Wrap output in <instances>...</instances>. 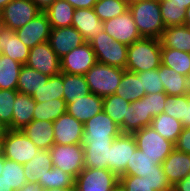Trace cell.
Wrapping results in <instances>:
<instances>
[{
    "label": "cell",
    "instance_id": "obj_1",
    "mask_svg": "<svg viewBox=\"0 0 190 191\" xmlns=\"http://www.w3.org/2000/svg\"><path fill=\"white\" fill-rule=\"evenodd\" d=\"M129 10L141 37L156 39L161 37L165 24L162 19L159 0L129 2Z\"/></svg>",
    "mask_w": 190,
    "mask_h": 191
},
{
    "label": "cell",
    "instance_id": "obj_2",
    "mask_svg": "<svg viewBox=\"0 0 190 191\" xmlns=\"http://www.w3.org/2000/svg\"><path fill=\"white\" fill-rule=\"evenodd\" d=\"M160 39L145 38L128 46L125 70L139 73L159 68L161 65Z\"/></svg>",
    "mask_w": 190,
    "mask_h": 191
},
{
    "label": "cell",
    "instance_id": "obj_3",
    "mask_svg": "<svg viewBox=\"0 0 190 191\" xmlns=\"http://www.w3.org/2000/svg\"><path fill=\"white\" fill-rule=\"evenodd\" d=\"M125 69L96 62L85 74L91 93L100 97L113 95L121 82Z\"/></svg>",
    "mask_w": 190,
    "mask_h": 191
},
{
    "label": "cell",
    "instance_id": "obj_4",
    "mask_svg": "<svg viewBox=\"0 0 190 191\" xmlns=\"http://www.w3.org/2000/svg\"><path fill=\"white\" fill-rule=\"evenodd\" d=\"M99 63L125 69L128 46L114 40L104 30L88 41Z\"/></svg>",
    "mask_w": 190,
    "mask_h": 191
},
{
    "label": "cell",
    "instance_id": "obj_5",
    "mask_svg": "<svg viewBox=\"0 0 190 191\" xmlns=\"http://www.w3.org/2000/svg\"><path fill=\"white\" fill-rule=\"evenodd\" d=\"M137 148L145 153L156 165L175 149V144L163 138L152 126H146L133 133Z\"/></svg>",
    "mask_w": 190,
    "mask_h": 191
},
{
    "label": "cell",
    "instance_id": "obj_6",
    "mask_svg": "<svg viewBox=\"0 0 190 191\" xmlns=\"http://www.w3.org/2000/svg\"><path fill=\"white\" fill-rule=\"evenodd\" d=\"M40 149L22 130H8L3 136V156L25 164L34 158Z\"/></svg>",
    "mask_w": 190,
    "mask_h": 191
},
{
    "label": "cell",
    "instance_id": "obj_7",
    "mask_svg": "<svg viewBox=\"0 0 190 191\" xmlns=\"http://www.w3.org/2000/svg\"><path fill=\"white\" fill-rule=\"evenodd\" d=\"M49 151L53 166L71 175L74 179L85 167L82 144H54Z\"/></svg>",
    "mask_w": 190,
    "mask_h": 191
},
{
    "label": "cell",
    "instance_id": "obj_8",
    "mask_svg": "<svg viewBox=\"0 0 190 191\" xmlns=\"http://www.w3.org/2000/svg\"><path fill=\"white\" fill-rule=\"evenodd\" d=\"M83 126L82 145L91 142H113L122 133L120 127L104 111L93 116Z\"/></svg>",
    "mask_w": 190,
    "mask_h": 191
},
{
    "label": "cell",
    "instance_id": "obj_9",
    "mask_svg": "<svg viewBox=\"0 0 190 191\" xmlns=\"http://www.w3.org/2000/svg\"><path fill=\"white\" fill-rule=\"evenodd\" d=\"M119 177L109 169L83 168L75 178V191H112Z\"/></svg>",
    "mask_w": 190,
    "mask_h": 191
},
{
    "label": "cell",
    "instance_id": "obj_10",
    "mask_svg": "<svg viewBox=\"0 0 190 191\" xmlns=\"http://www.w3.org/2000/svg\"><path fill=\"white\" fill-rule=\"evenodd\" d=\"M40 12L32 0H12L0 11V24L17 30Z\"/></svg>",
    "mask_w": 190,
    "mask_h": 191
},
{
    "label": "cell",
    "instance_id": "obj_11",
    "mask_svg": "<svg viewBox=\"0 0 190 191\" xmlns=\"http://www.w3.org/2000/svg\"><path fill=\"white\" fill-rule=\"evenodd\" d=\"M137 149L133 134L121 133L110 146V171L118 177L125 174L127 165H130V158Z\"/></svg>",
    "mask_w": 190,
    "mask_h": 191
},
{
    "label": "cell",
    "instance_id": "obj_12",
    "mask_svg": "<svg viewBox=\"0 0 190 191\" xmlns=\"http://www.w3.org/2000/svg\"><path fill=\"white\" fill-rule=\"evenodd\" d=\"M103 30L114 40L127 46L142 38L129 9L119 16L104 21Z\"/></svg>",
    "mask_w": 190,
    "mask_h": 191
},
{
    "label": "cell",
    "instance_id": "obj_13",
    "mask_svg": "<svg viewBox=\"0 0 190 191\" xmlns=\"http://www.w3.org/2000/svg\"><path fill=\"white\" fill-rule=\"evenodd\" d=\"M25 65L49 77L61 73L60 58L52 50L48 41L40 43L30 49Z\"/></svg>",
    "mask_w": 190,
    "mask_h": 191
},
{
    "label": "cell",
    "instance_id": "obj_14",
    "mask_svg": "<svg viewBox=\"0 0 190 191\" xmlns=\"http://www.w3.org/2000/svg\"><path fill=\"white\" fill-rule=\"evenodd\" d=\"M96 62L92 47L85 42L60 59L61 72L84 75Z\"/></svg>",
    "mask_w": 190,
    "mask_h": 191
},
{
    "label": "cell",
    "instance_id": "obj_15",
    "mask_svg": "<svg viewBox=\"0 0 190 191\" xmlns=\"http://www.w3.org/2000/svg\"><path fill=\"white\" fill-rule=\"evenodd\" d=\"M51 24L45 12H40L23 27L15 30L16 35L28 48L49 40Z\"/></svg>",
    "mask_w": 190,
    "mask_h": 191
},
{
    "label": "cell",
    "instance_id": "obj_16",
    "mask_svg": "<svg viewBox=\"0 0 190 191\" xmlns=\"http://www.w3.org/2000/svg\"><path fill=\"white\" fill-rule=\"evenodd\" d=\"M83 124L67 112L53 121L54 144H81Z\"/></svg>",
    "mask_w": 190,
    "mask_h": 191
},
{
    "label": "cell",
    "instance_id": "obj_17",
    "mask_svg": "<svg viewBox=\"0 0 190 191\" xmlns=\"http://www.w3.org/2000/svg\"><path fill=\"white\" fill-rule=\"evenodd\" d=\"M48 42L52 50L61 59L72 49L78 48L86 41L76 28L68 26L63 28H52Z\"/></svg>",
    "mask_w": 190,
    "mask_h": 191
},
{
    "label": "cell",
    "instance_id": "obj_18",
    "mask_svg": "<svg viewBox=\"0 0 190 191\" xmlns=\"http://www.w3.org/2000/svg\"><path fill=\"white\" fill-rule=\"evenodd\" d=\"M101 111H103V97L91 92L82 98H74L66 107V112L82 124Z\"/></svg>",
    "mask_w": 190,
    "mask_h": 191
},
{
    "label": "cell",
    "instance_id": "obj_19",
    "mask_svg": "<svg viewBox=\"0 0 190 191\" xmlns=\"http://www.w3.org/2000/svg\"><path fill=\"white\" fill-rule=\"evenodd\" d=\"M30 48L22 43L15 30L0 25V53L25 65Z\"/></svg>",
    "mask_w": 190,
    "mask_h": 191
},
{
    "label": "cell",
    "instance_id": "obj_20",
    "mask_svg": "<svg viewBox=\"0 0 190 191\" xmlns=\"http://www.w3.org/2000/svg\"><path fill=\"white\" fill-rule=\"evenodd\" d=\"M72 26L82 34L86 42L103 31V21L95 14L93 8L75 9Z\"/></svg>",
    "mask_w": 190,
    "mask_h": 191
},
{
    "label": "cell",
    "instance_id": "obj_21",
    "mask_svg": "<svg viewBox=\"0 0 190 191\" xmlns=\"http://www.w3.org/2000/svg\"><path fill=\"white\" fill-rule=\"evenodd\" d=\"M168 181L172 186L181 181L190 173V157L176 148L165 158L161 164Z\"/></svg>",
    "mask_w": 190,
    "mask_h": 191
},
{
    "label": "cell",
    "instance_id": "obj_22",
    "mask_svg": "<svg viewBox=\"0 0 190 191\" xmlns=\"http://www.w3.org/2000/svg\"><path fill=\"white\" fill-rule=\"evenodd\" d=\"M153 117L147 113L146 101L141 98L128 106L127 118L119 126L122 133L133 134L134 132L150 126Z\"/></svg>",
    "mask_w": 190,
    "mask_h": 191
},
{
    "label": "cell",
    "instance_id": "obj_23",
    "mask_svg": "<svg viewBox=\"0 0 190 191\" xmlns=\"http://www.w3.org/2000/svg\"><path fill=\"white\" fill-rule=\"evenodd\" d=\"M40 150H49L54 145L53 122L32 120L21 129Z\"/></svg>",
    "mask_w": 190,
    "mask_h": 191
},
{
    "label": "cell",
    "instance_id": "obj_24",
    "mask_svg": "<svg viewBox=\"0 0 190 191\" xmlns=\"http://www.w3.org/2000/svg\"><path fill=\"white\" fill-rule=\"evenodd\" d=\"M112 142H91L83 144L85 168L110 170V146Z\"/></svg>",
    "mask_w": 190,
    "mask_h": 191
},
{
    "label": "cell",
    "instance_id": "obj_25",
    "mask_svg": "<svg viewBox=\"0 0 190 191\" xmlns=\"http://www.w3.org/2000/svg\"><path fill=\"white\" fill-rule=\"evenodd\" d=\"M35 105L31 96L17 93L12 112V130H21L33 120Z\"/></svg>",
    "mask_w": 190,
    "mask_h": 191
},
{
    "label": "cell",
    "instance_id": "obj_26",
    "mask_svg": "<svg viewBox=\"0 0 190 191\" xmlns=\"http://www.w3.org/2000/svg\"><path fill=\"white\" fill-rule=\"evenodd\" d=\"M159 39L162 48H173L190 53V30L185 24L165 28Z\"/></svg>",
    "mask_w": 190,
    "mask_h": 191
},
{
    "label": "cell",
    "instance_id": "obj_27",
    "mask_svg": "<svg viewBox=\"0 0 190 191\" xmlns=\"http://www.w3.org/2000/svg\"><path fill=\"white\" fill-rule=\"evenodd\" d=\"M158 72L167 95L181 96L187 94L189 77L179 74L163 64L158 68Z\"/></svg>",
    "mask_w": 190,
    "mask_h": 191
},
{
    "label": "cell",
    "instance_id": "obj_28",
    "mask_svg": "<svg viewBox=\"0 0 190 191\" xmlns=\"http://www.w3.org/2000/svg\"><path fill=\"white\" fill-rule=\"evenodd\" d=\"M114 94L130 103L146 95L142 89L141 77H138L137 73L127 70H124L121 82Z\"/></svg>",
    "mask_w": 190,
    "mask_h": 191
},
{
    "label": "cell",
    "instance_id": "obj_29",
    "mask_svg": "<svg viewBox=\"0 0 190 191\" xmlns=\"http://www.w3.org/2000/svg\"><path fill=\"white\" fill-rule=\"evenodd\" d=\"M53 166L49 150H39L32 160L23 164L27 182H38Z\"/></svg>",
    "mask_w": 190,
    "mask_h": 191
},
{
    "label": "cell",
    "instance_id": "obj_30",
    "mask_svg": "<svg viewBox=\"0 0 190 191\" xmlns=\"http://www.w3.org/2000/svg\"><path fill=\"white\" fill-rule=\"evenodd\" d=\"M48 79L49 76L44 75L27 65H23L18 77L17 91L32 96L36 90L43 84H46Z\"/></svg>",
    "mask_w": 190,
    "mask_h": 191
},
{
    "label": "cell",
    "instance_id": "obj_31",
    "mask_svg": "<svg viewBox=\"0 0 190 191\" xmlns=\"http://www.w3.org/2000/svg\"><path fill=\"white\" fill-rule=\"evenodd\" d=\"M75 8L66 0L55 1L46 11L52 28L72 26Z\"/></svg>",
    "mask_w": 190,
    "mask_h": 191
},
{
    "label": "cell",
    "instance_id": "obj_32",
    "mask_svg": "<svg viewBox=\"0 0 190 191\" xmlns=\"http://www.w3.org/2000/svg\"><path fill=\"white\" fill-rule=\"evenodd\" d=\"M150 126H152L163 138L174 144H176L183 130L181 121L165 113L155 116Z\"/></svg>",
    "mask_w": 190,
    "mask_h": 191
},
{
    "label": "cell",
    "instance_id": "obj_33",
    "mask_svg": "<svg viewBox=\"0 0 190 191\" xmlns=\"http://www.w3.org/2000/svg\"><path fill=\"white\" fill-rule=\"evenodd\" d=\"M161 64L190 77V53L173 48H162Z\"/></svg>",
    "mask_w": 190,
    "mask_h": 191
},
{
    "label": "cell",
    "instance_id": "obj_34",
    "mask_svg": "<svg viewBox=\"0 0 190 191\" xmlns=\"http://www.w3.org/2000/svg\"><path fill=\"white\" fill-rule=\"evenodd\" d=\"M63 99L68 104L74 98L78 99L90 93L84 75L63 73Z\"/></svg>",
    "mask_w": 190,
    "mask_h": 191
},
{
    "label": "cell",
    "instance_id": "obj_35",
    "mask_svg": "<svg viewBox=\"0 0 190 191\" xmlns=\"http://www.w3.org/2000/svg\"><path fill=\"white\" fill-rule=\"evenodd\" d=\"M63 73L50 76L46 84H43L32 94V98L37 103L53 99H63Z\"/></svg>",
    "mask_w": 190,
    "mask_h": 191
},
{
    "label": "cell",
    "instance_id": "obj_36",
    "mask_svg": "<svg viewBox=\"0 0 190 191\" xmlns=\"http://www.w3.org/2000/svg\"><path fill=\"white\" fill-rule=\"evenodd\" d=\"M0 89L17 90L21 63L1 54Z\"/></svg>",
    "mask_w": 190,
    "mask_h": 191
},
{
    "label": "cell",
    "instance_id": "obj_37",
    "mask_svg": "<svg viewBox=\"0 0 190 191\" xmlns=\"http://www.w3.org/2000/svg\"><path fill=\"white\" fill-rule=\"evenodd\" d=\"M67 104L64 99H53L43 103H37L33 112L34 120L55 121L66 113Z\"/></svg>",
    "mask_w": 190,
    "mask_h": 191
},
{
    "label": "cell",
    "instance_id": "obj_38",
    "mask_svg": "<svg viewBox=\"0 0 190 191\" xmlns=\"http://www.w3.org/2000/svg\"><path fill=\"white\" fill-rule=\"evenodd\" d=\"M161 167V164L156 165L151 158L137 148L130 158V165H127L124 175L143 177L149 172L158 171Z\"/></svg>",
    "mask_w": 190,
    "mask_h": 191
},
{
    "label": "cell",
    "instance_id": "obj_39",
    "mask_svg": "<svg viewBox=\"0 0 190 191\" xmlns=\"http://www.w3.org/2000/svg\"><path fill=\"white\" fill-rule=\"evenodd\" d=\"M93 9L99 19L104 22L126 12L129 9V1L97 0Z\"/></svg>",
    "mask_w": 190,
    "mask_h": 191
},
{
    "label": "cell",
    "instance_id": "obj_40",
    "mask_svg": "<svg viewBox=\"0 0 190 191\" xmlns=\"http://www.w3.org/2000/svg\"><path fill=\"white\" fill-rule=\"evenodd\" d=\"M2 169V179L8 184L9 187H12L14 191H18L27 183L23 164L14 162L4 157V165Z\"/></svg>",
    "mask_w": 190,
    "mask_h": 191
},
{
    "label": "cell",
    "instance_id": "obj_41",
    "mask_svg": "<svg viewBox=\"0 0 190 191\" xmlns=\"http://www.w3.org/2000/svg\"><path fill=\"white\" fill-rule=\"evenodd\" d=\"M38 182L44 190L53 188H74L75 179L61 169L52 166Z\"/></svg>",
    "mask_w": 190,
    "mask_h": 191
},
{
    "label": "cell",
    "instance_id": "obj_42",
    "mask_svg": "<svg viewBox=\"0 0 190 191\" xmlns=\"http://www.w3.org/2000/svg\"><path fill=\"white\" fill-rule=\"evenodd\" d=\"M130 102L115 94L103 97V111L120 126L127 118Z\"/></svg>",
    "mask_w": 190,
    "mask_h": 191
},
{
    "label": "cell",
    "instance_id": "obj_43",
    "mask_svg": "<svg viewBox=\"0 0 190 191\" xmlns=\"http://www.w3.org/2000/svg\"><path fill=\"white\" fill-rule=\"evenodd\" d=\"M160 11L165 28L184 25L185 8L184 6L170 3V0H159Z\"/></svg>",
    "mask_w": 190,
    "mask_h": 191
},
{
    "label": "cell",
    "instance_id": "obj_44",
    "mask_svg": "<svg viewBox=\"0 0 190 191\" xmlns=\"http://www.w3.org/2000/svg\"><path fill=\"white\" fill-rule=\"evenodd\" d=\"M17 90L0 89V119L12 130V112Z\"/></svg>",
    "mask_w": 190,
    "mask_h": 191
},
{
    "label": "cell",
    "instance_id": "obj_45",
    "mask_svg": "<svg viewBox=\"0 0 190 191\" xmlns=\"http://www.w3.org/2000/svg\"><path fill=\"white\" fill-rule=\"evenodd\" d=\"M138 77H141L142 89L145 94L161 93L165 92L161 77L159 76L158 68L137 73Z\"/></svg>",
    "mask_w": 190,
    "mask_h": 191
},
{
    "label": "cell",
    "instance_id": "obj_46",
    "mask_svg": "<svg viewBox=\"0 0 190 191\" xmlns=\"http://www.w3.org/2000/svg\"><path fill=\"white\" fill-rule=\"evenodd\" d=\"M188 97V94L181 96L167 95L163 113L176 118L182 123L185 120V100Z\"/></svg>",
    "mask_w": 190,
    "mask_h": 191
},
{
    "label": "cell",
    "instance_id": "obj_47",
    "mask_svg": "<svg viewBox=\"0 0 190 191\" xmlns=\"http://www.w3.org/2000/svg\"><path fill=\"white\" fill-rule=\"evenodd\" d=\"M119 185L124 191H155L144 176L122 175L119 177Z\"/></svg>",
    "mask_w": 190,
    "mask_h": 191
},
{
    "label": "cell",
    "instance_id": "obj_48",
    "mask_svg": "<svg viewBox=\"0 0 190 191\" xmlns=\"http://www.w3.org/2000/svg\"><path fill=\"white\" fill-rule=\"evenodd\" d=\"M146 101L147 113L153 118L164 111L167 94L165 92L147 94L142 97Z\"/></svg>",
    "mask_w": 190,
    "mask_h": 191
},
{
    "label": "cell",
    "instance_id": "obj_49",
    "mask_svg": "<svg viewBox=\"0 0 190 191\" xmlns=\"http://www.w3.org/2000/svg\"><path fill=\"white\" fill-rule=\"evenodd\" d=\"M143 176L146 177L155 191H172L173 189L162 167L158 171H152Z\"/></svg>",
    "mask_w": 190,
    "mask_h": 191
},
{
    "label": "cell",
    "instance_id": "obj_50",
    "mask_svg": "<svg viewBox=\"0 0 190 191\" xmlns=\"http://www.w3.org/2000/svg\"><path fill=\"white\" fill-rule=\"evenodd\" d=\"M175 148L178 151L190 154V127L183 128L179 138L175 144Z\"/></svg>",
    "mask_w": 190,
    "mask_h": 191
},
{
    "label": "cell",
    "instance_id": "obj_51",
    "mask_svg": "<svg viewBox=\"0 0 190 191\" xmlns=\"http://www.w3.org/2000/svg\"><path fill=\"white\" fill-rule=\"evenodd\" d=\"M75 9L79 8H93L97 0H66Z\"/></svg>",
    "mask_w": 190,
    "mask_h": 191
},
{
    "label": "cell",
    "instance_id": "obj_52",
    "mask_svg": "<svg viewBox=\"0 0 190 191\" xmlns=\"http://www.w3.org/2000/svg\"><path fill=\"white\" fill-rule=\"evenodd\" d=\"M172 191H190V173L181 181L177 182L173 186Z\"/></svg>",
    "mask_w": 190,
    "mask_h": 191
},
{
    "label": "cell",
    "instance_id": "obj_53",
    "mask_svg": "<svg viewBox=\"0 0 190 191\" xmlns=\"http://www.w3.org/2000/svg\"><path fill=\"white\" fill-rule=\"evenodd\" d=\"M18 191H44L39 182H27Z\"/></svg>",
    "mask_w": 190,
    "mask_h": 191
},
{
    "label": "cell",
    "instance_id": "obj_54",
    "mask_svg": "<svg viewBox=\"0 0 190 191\" xmlns=\"http://www.w3.org/2000/svg\"><path fill=\"white\" fill-rule=\"evenodd\" d=\"M32 1L35 3L37 8L41 12H44L57 0H32Z\"/></svg>",
    "mask_w": 190,
    "mask_h": 191
},
{
    "label": "cell",
    "instance_id": "obj_55",
    "mask_svg": "<svg viewBox=\"0 0 190 191\" xmlns=\"http://www.w3.org/2000/svg\"><path fill=\"white\" fill-rule=\"evenodd\" d=\"M183 128L190 127V97L185 100V120L182 122Z\"/></svg>",
    "mask_w": 190,
    "mask_h": 191
},
{
    "label": "cell",
    "instance_id": "obj_56",
    "mask_svg": "<svg viewBox=\"0 0 190 191\" xmlns=\"http://www.w3.org/2000/svg\"><path fill=\"white\" fill-rule=\"evenodd\" d=\"M170 3L184 6L185 9L190 6V0H170Z\"/></svg>",
    "mask_w": 190,
    "mask_h": 191
},
{
    "label": "cell",
    "instance_id": "obj_57",
    "mask_svg": "<svg viewBox=\"0 0 190 191\" xmlns=\"http://www.w3.org/2000/svg\"><path fill=\"white\" fill-rule=\"evenodd\" d=\"M0 191H14L12 187H9L8 184L0 176Z\"/></svg>",
    "mask_w": 190,
    "mask_h": 191
},
{
    "label": "cell",
    "instance_id": "obj_58",
    "mask_svg": "<svg viewBox=\"0 0 190 191\" xmlns=\"http://www.w3.org/2000/svg\"><path fill=\"white\" fill-rule=\"evenodd\" d=\"M184 24L190 30V6L187 7L185 10V22H184Z\"/></svg>",
    "mask_w": 190,
    "mask_h": 191
},
{
    "label": "cell",
    "instance_id": "obj_59",
    "mask_svg": "<svg viewBox=\"0 0 190 191\" xmlns=\"http://www.w3.org/2000/svg\"><path fill=\"white\" fill-rule=\"evenodd\" d=\"M9 128L5 125V123L0 119V136H4Z\"/></svg>",
    "mask_w": 190,
    "mask_h": 191
},
{
    "label": "cell",
    "instance_id": "obj_60",
    "mask_svg": "<svg viewBox=\"0 0 190 191\" xmlns=\"http://www.w3.org/2000/svg\"><path fill=\"white\" fill-rule=\"evenodd\" d=\"M44 191H75V188H53Z\"/></svg>",
    "mask_w": 190,
    "mask_h": 191
},
{
    "label": "cell",
    "instance_id": "obj_61",
    "mask_svg": "<svg viewBox=\"0 0 190 191\" xmlns=\"http://www.w3.org/2000/svg\"><path fill=\"white\" fill-rule=\"evenodd\" d=\"M12 0H0V11Z\"/></svg>",
    "mask_w": 190,
    "mask_h": 191
},
{
    "label": "cell",
    "instance_id": "obj_62",
    "mask_svg": "<svg viewBox=\"0 0 190 191\" xmlns=\"http://www.w3.org/2000/svg\"><path fill=\"white\" fill-rule=\"evenodd\" d=\"M0 156H3V136H0Z\"/></svg>",
    "mask_w": 190,
    "mask_h": 191
},
{
    "label": "cell",
    "instance_id": "obj_63",
    "mask_svg": "<svg viewBox=\"0 0 190 191\" xmlns=\"http://www.w3.org/2000/svg\"><path fill=\"white\" fill-rule=\"evenodd\" d=\"M3 165H4V156H0V176H1V173H2V168H3Z\"/></svg>",
    "mask_w": 190,
    "mask_h": 191
},
{
    "label": "cell",
    "instance_id": "obj_64",
    "mask_svg": "<svg viewBox=\"0 0 190 191\" xmlns=\"http://www.w3.org/2000/svg\"><path fill=\"white\" fill-rule=\"evenodd\" d=\"M112 191H124V189L118 184Z\"/></svg>",
    "mask_w": 190,
    "mask_h": 191
},
{
    "label": "cell",
    "instance_id": "obj_65",
    "mask_svg": "<svg viewBox=\"0 0 190 191\" xmlns=\"http://www.w3.org/2000/svg\"><path fill=\"white\" fill-rule=\"evenodd\" d=\"M187 94L190 97V77L188 79V85H187Z\"/></svg>",
    "mask_w": 190,
    "mask_h": 191
}]
</instances>
